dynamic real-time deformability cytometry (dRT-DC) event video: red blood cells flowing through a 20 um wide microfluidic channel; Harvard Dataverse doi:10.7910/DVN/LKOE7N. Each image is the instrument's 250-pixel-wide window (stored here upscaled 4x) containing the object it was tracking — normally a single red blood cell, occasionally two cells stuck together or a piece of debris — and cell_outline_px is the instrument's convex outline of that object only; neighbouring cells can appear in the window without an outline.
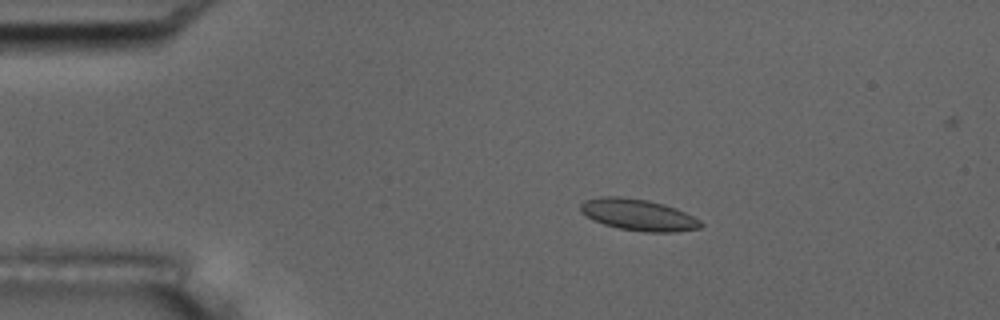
{"species": "common noctule bat (a hibernating species)", "species_latin": "Nyctalus noctula", "temperature_condition": "room temperature", "stored_images_in_passage": 54, "camera_frame_rate_fps": 3000, "um_per_image_px": 0.085, "animal": {"sex": "male", "body_mass_g": 17.5, "forearm_length_mm": 52.3}, "frame": {"image": 1, "passage_image": 10, "time_ms": 3.0, "image_size_px": [1000, 320], "cell_outline_px": [[704, 224], [700, 228], [672, 232], [644, 232], [620, 228], [604, 224], [580, 212], [580, 204], [584, 200], [600, 196], [620, 196], [648, 200], [664, 204], [676, 208], [700, 220]], "centroid_in_image_um": [54.25, 18.25], "position_along_channel_um": 30.7, "area_um2": 21.96}}
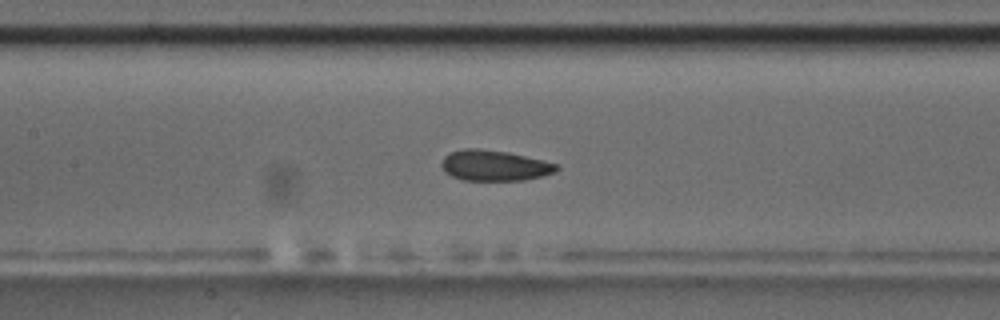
{"frame": {"image": 2, "passage_image": 25, "time_ms": 8.0, "image_size_px": [1000, 320], "cell_outline_px": [[560, 168], [556, 172], [524, 180], [464, 180], [452, 176], [444, 172], [440, 164], [444, 156], [448, 152], [464, 148], [476, 148], [508, 152], [544, 160], [560, 164]], "centroid_in_image_um": [42.02, 14.06], "position_along_channel_um": 165.4, "area_um2": 20.75}}
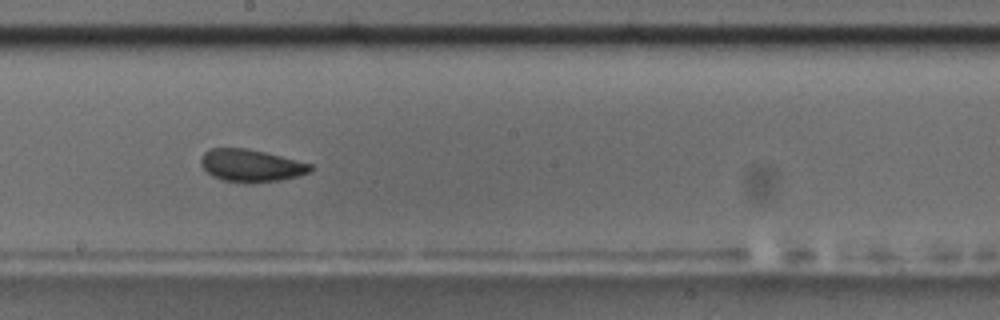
{"frame": {"image": 3, "passage_image": 30, "time_ms": 9.667, "image_size_px": [1000, 320], "cell_outline_px": [[312, 168], [308, 172], [296, 176], [280, 180], [248, 184], [224, 180], [212, 176], [200, 164], [200, 156], [204, 152], [212, 148], [248, 148], [312, 164]], "centroid_in_image_um": [21.29, 14.07], "position_along_channel_um": 226.9, "area_um2": 20.63}, "authors_computed_cell_mechanics": {"area_um2": 21.1837, "velocity_mm_per_s": 3.7198, "shape_relaxation_time_tau1_ms": 2.8575, "shape_relaxation_time_tau2_ms": 1.4029, "deformation_change_tau1": 0.073, "deformation_change_tau2": 0.0625}}